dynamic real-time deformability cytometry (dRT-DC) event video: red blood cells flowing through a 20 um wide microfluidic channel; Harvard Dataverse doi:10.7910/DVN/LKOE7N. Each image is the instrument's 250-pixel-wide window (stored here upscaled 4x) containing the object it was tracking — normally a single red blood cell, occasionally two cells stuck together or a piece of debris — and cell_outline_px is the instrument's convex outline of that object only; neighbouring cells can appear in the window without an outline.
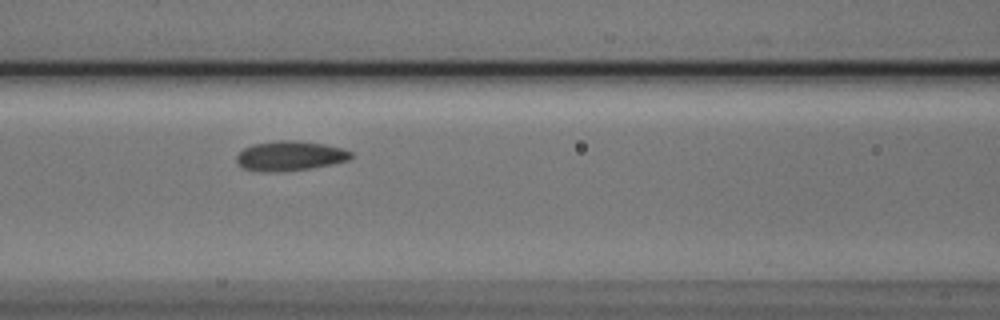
{"species": "Egyptian fruit bat (a non-hibernating species)", "species_latin": "Rousettus aegyptiacus", "temperature_condition": "cold", "stored_images_in_passage": 7, "camera_frame_rate_fps": 3000, "um_per_image_px": 0.085, "animal": {"sex": "male"}, "frame": {"image": 1, "passage_image": 4, "time_ms": 1.0, "image_size_px": [1000, 320], "cell_outline_px": [[352, 156], [348, 160], [332, 164], [312, 168], [280, 172], [260, 172], [244, 168], [236, 160], [236, 156], [244, 148], [252, 144], [280, 140], [296, 140], [324, 144], [344, 148], [352, 152]], "centroid_in_image_um": [24.66, 13.25], "position_along_channel_um": 141.9, "area_um2": 19.94}}
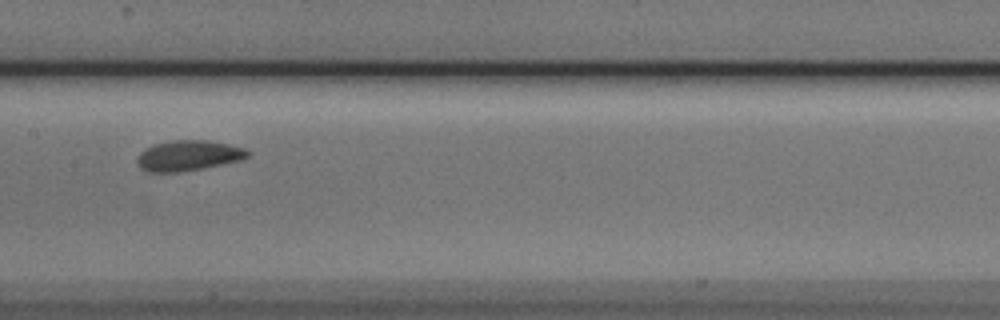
{"frame": {"image": 2, "passage_image": 5, "time_ms": 1.333, "image_size_px": [1000, 320], "cell_outline_px": [[252, 152], [248, 156], [240, 160], [204, 168], [184, 172], [148, 172], [140, 168], [136, 160], [140, 152], [156, 144], [172, 140], [208, 140], [228, 144], [244, 148]], "centroid_in_image_um": [16.02, 13.23], "position_along_channel_um": 191.4, "area_um2": 19.59}}
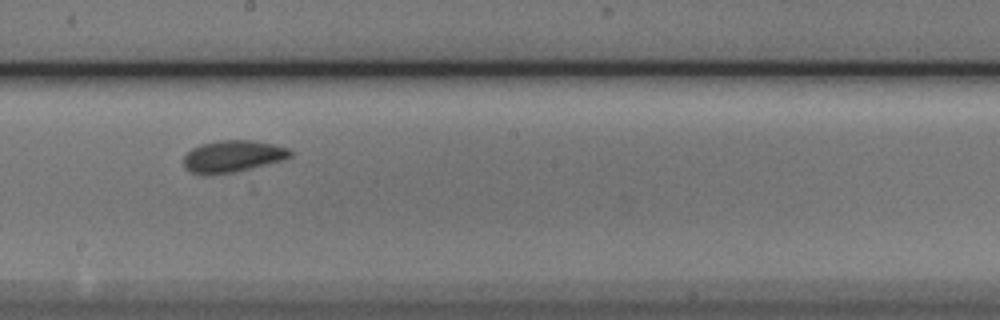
{"frame": {"image": 3, "passage_image": 6, "time_ms": 1.667, "image_size_px": [1000, 320], "cell_outline_px": [[292, 156], [284, 160], [236, 172], [204, 176], [192, 172], [184, 168], [184, 156], [192, 148], [200, 144], [216, 140], [252, 140], [272, 144], [288, 148], [292, 152]], "centroid_in_image_um": [19.76, 13.29], "position_along_channel_um": 228.4, "area_um2": 20.06}}